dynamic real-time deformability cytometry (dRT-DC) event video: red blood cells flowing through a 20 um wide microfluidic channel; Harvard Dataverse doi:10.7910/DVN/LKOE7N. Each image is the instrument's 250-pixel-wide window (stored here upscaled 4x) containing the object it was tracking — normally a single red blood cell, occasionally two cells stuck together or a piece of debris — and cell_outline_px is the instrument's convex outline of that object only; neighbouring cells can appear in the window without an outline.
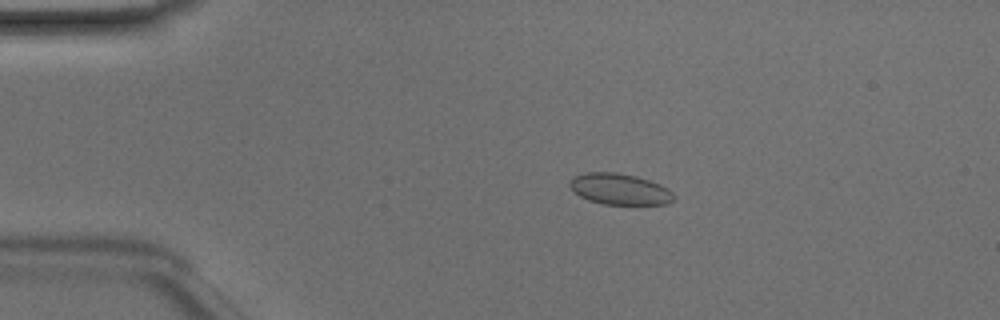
{"species": "Egyptian fruit bat (a non-hibernating species)", "species_latin": "Rousettus aegyptiacus", "temperature_condition": "room temperature", "stored_images_in_passage": 49, "camera_frame_rate_fps": 3000, "um_per_image_px": 0.085, "animal": {"sex": "male"}, "frame": {"image": 1, "passage_image": 10, "time_ms": 3.0, "image_size_px": [1000, 320], "cell_outline_px": [[676, 196], [672, 200], [664, 204], [604, 204], [588, 200], [580, 196], [568, 184], [576, 176], [584, 172], [616, 172], [636, 176], [660, 184], [668, 188]], "centroid_in_image_um": [52.69, 16.07], "position_along_channel_um": 32.3, "area_um2": 18.67}}
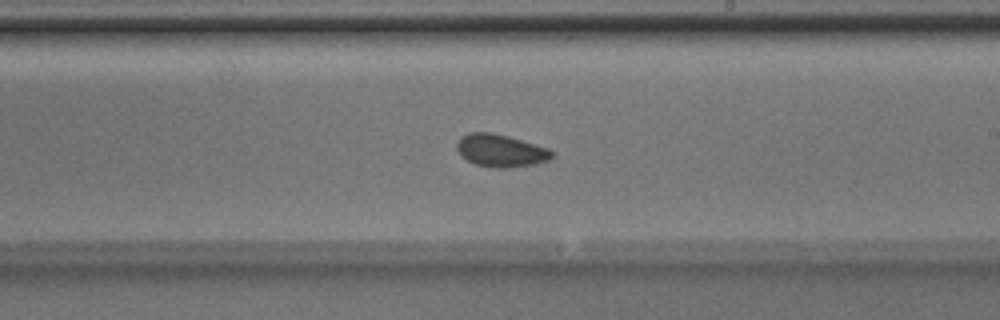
{"frame": {"image": 2, "passage_image": 29, "time_ms": 9.333, "image_size_px": [1000, 320], "cell_outline_px": [[552, 156], [548, 160], [536, 164], [508, 168], [496, 168], [476, 164], [460, 156], [456, 148], [456, 140], [460, 136], [468, 132], [492, 132], [508, 136], [548, 148], [552, 152]], "centroid_in_image_um": [42.5, 12.79], "position_along_channel_um": 246.5, "area_um2": 18.15}}
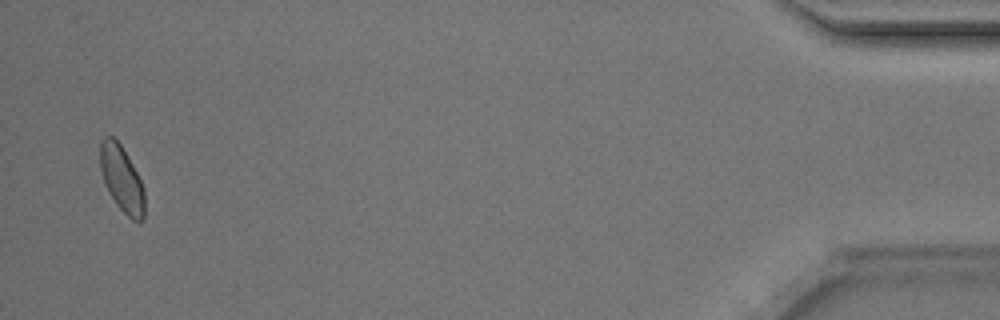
{"frame": {"image": 3, "passage_image": 48, "time_ms": 15.667, "image_size_px": [1000, 320], "cell_outline_px": [[144, 220], [132, 220], [116, 204], [108, 192], [104, 184], [100, 168], [100, 144], [104, 136], [112, 136], [120, 144], [132, 164], [144, 188]], "centroid_in_image_um": [10.33, 15.21], "position_along_channel_um": 424.9, "area_um2": 16.94}, "authors_computed_cell_mechanics": {"area_um2": 17.918, "velocity_mm_per_s": 4.1491, "shape_relaxation_time_tau1_ms": 3.0196, "shape_relaxation_time_tau2_ms": 3.7325, "deformation_change_tau1": 0.0642, "deformation_change_tau2": 0.0686}}